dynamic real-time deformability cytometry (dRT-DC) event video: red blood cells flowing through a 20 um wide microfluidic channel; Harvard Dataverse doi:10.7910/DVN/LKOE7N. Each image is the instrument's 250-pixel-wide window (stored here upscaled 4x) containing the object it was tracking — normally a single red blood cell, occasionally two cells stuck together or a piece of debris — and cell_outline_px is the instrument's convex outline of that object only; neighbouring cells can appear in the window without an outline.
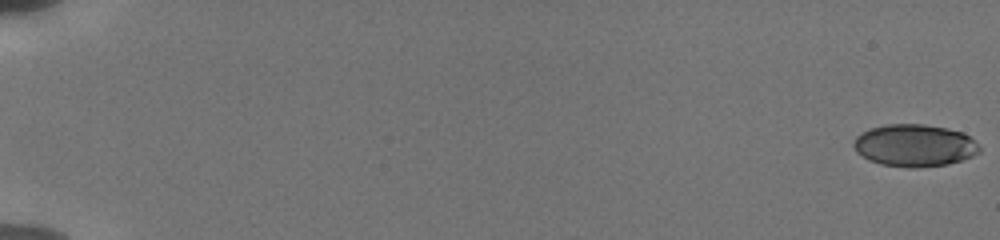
{"species": "human", "species_latin": "Homo sapiens", "temperature_condition": "cold", "stored_images_in_passage": 56, "camera_frame_rate_fps": 3000, "um_per_image_px": 0.085, "donor": {"sex": "male"}, "frame": {"image": 1, "passage_image": 1, "time_ms": 0.0, "image_size_px": [1000, 240], "cell_outline_px": [[980, 152], [964, 160], [948, 164], [916, 168], [908, 168], [880, 164], [868, 160], [856, 152], [852, 144], [856, 136], [872, 128], [888, 124], [924, 124], [948, 128], [964, 132], [980, 148]], "centroid_in_image_um": [77.73, 12.37], "position_along_channel_um": 7.3, "area_um2": 31.1}}
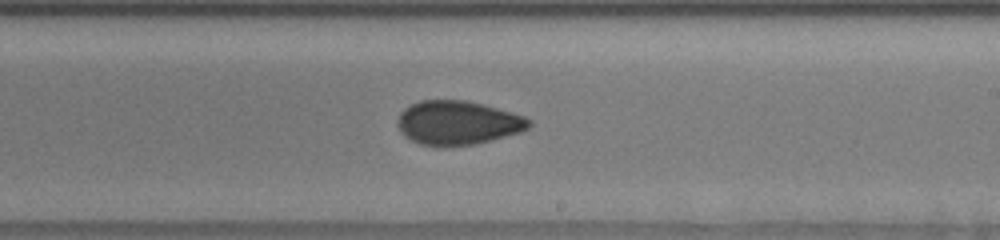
{"frame": {"image": 2, "passage_image": 36, "time_ms": 11.667, "image_size_px": [1000, 240], "cell_outline_px": [[532, 124], [528, 128], [520, 132], [492, 140], [476, 144], [444, 148], [420, 144], [404, 136], [400, 132], [400, 112], [404, 108], [420, 100], [464, 100], [484, 104], [524, 116], [532, 120]], "centroid_in_image_um": [38.93, 10.45], "position_along_channel_um": 250.1, "area_um2": 33.87}}
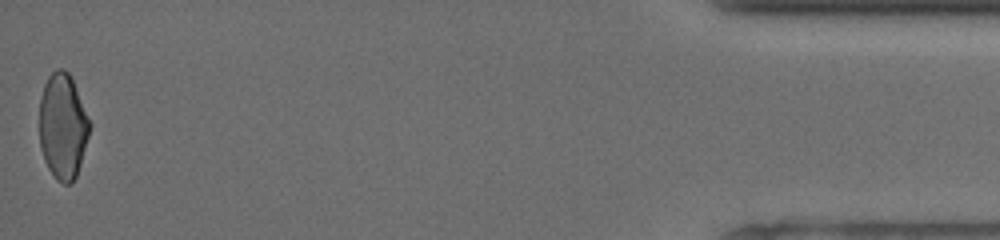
{"frame": {"image": 3, "passage_image": 56, "time_ms": 18.333, "image_size_px": [1000, 240], "cell_outline_px": [[92, 124], [80, 164], [76, 176], [68, 184], [64, 184], [56, 180], [48, 168], [44, 160], [40, 148], [40, 96], [44, 84], [48, 76], [56, 68], [64, 68], [68, 72], [72, 80]], "centroid_in_image_um": [5.33, 10.72], "position_along_channel_um": 429.9, "area_um2": 30.92}, "authors_computed_cell_mechanics": {"area_um2": 32.946, "velocity_mm_per_s": 3.8567, "shape_relaxation_time_tau1_ms": 8.6879, "shape_relaxation_time_tau2_ms": 1.5386, "deformation_change_tau1": 0.1917, "deformation_change_tau2": 0.0703}}